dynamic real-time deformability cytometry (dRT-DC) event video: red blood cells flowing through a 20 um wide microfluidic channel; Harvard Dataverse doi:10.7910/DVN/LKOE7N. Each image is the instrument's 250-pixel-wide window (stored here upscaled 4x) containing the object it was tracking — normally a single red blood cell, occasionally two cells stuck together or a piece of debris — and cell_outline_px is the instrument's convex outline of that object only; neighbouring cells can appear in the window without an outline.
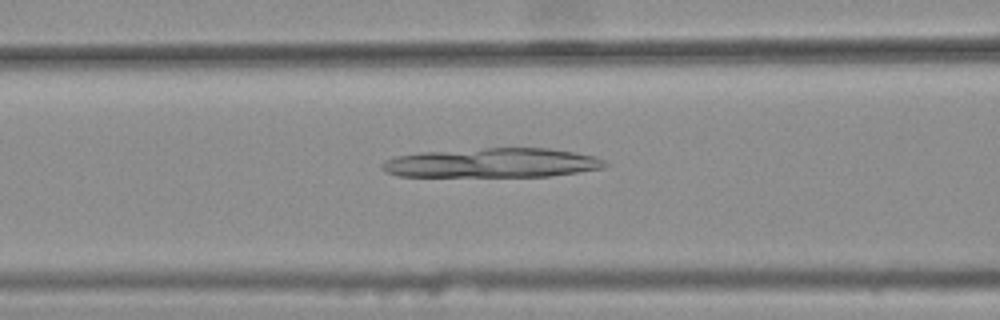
{"species": "common noctule bat (a hibernating species)", "species_latin": "Nyctalus noctula", "temperature_condition": "warm", "stored_images_in_passage": 46, "camera_frame_rate_fps": 3000, "um_per_image_px": 0.085, "animal": {"sex": "female", "body_mass_g": 25.1}, "frame": {"image": 1, "passage_image": 21, "time_ms": 6.667, "image_size_px": [1000, 320], "cell_outline_px": [[608, 164], [604, 168], [552, 176], [400, 176], [384, 172], [380, 168], [384, 160], [396, 156], [420, 152], [484, 148], [548, 148], [596, 156], [604, 160]], "centroid_in_image_um": [41.83, 13.84], "position_along_channel_um": 124.8, "area_um2": 38.26}}
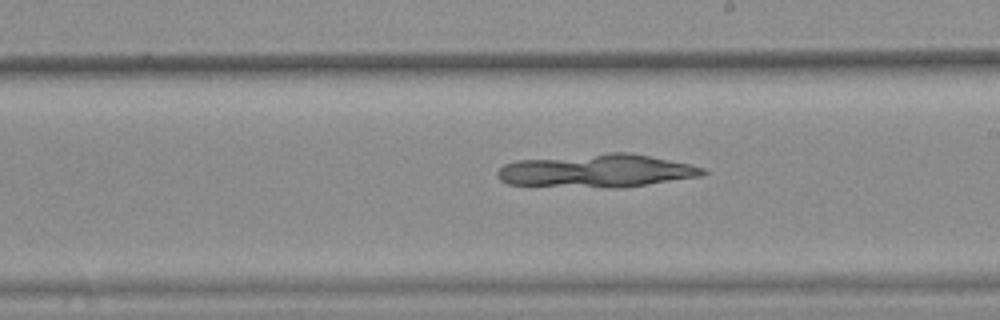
{"frame": {"image": 2, "passage_image": 30, "time_ms": 9.667, "image_size_px": [1000, 320], "cell_outline_px": [[708, 172], [704, 176], [620, 188], [608, 188], [508, 184], [500, 180], [496, 176], [496, 172], [504, 164], [516, 160], [608, 152], [632, 152], [692, 164], [704, 168]], "centroid_in_image_um": [50.77, 14.51], "position_along_channel_um": 238.2, "area_um2": 40.23}}
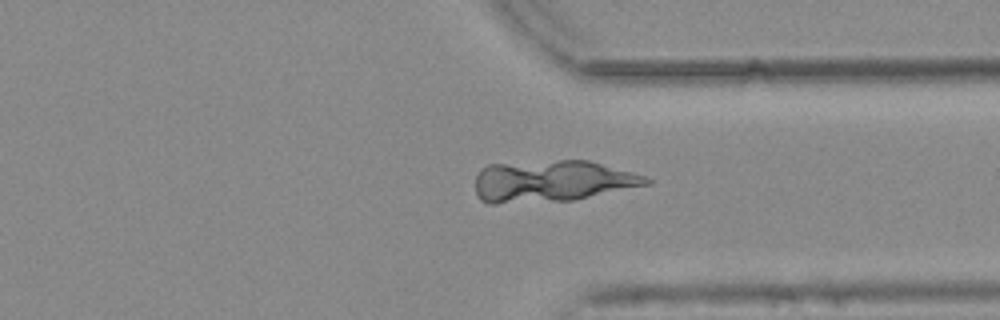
{"frame": {"image": 3, "passage_image": 40, "time_ms": 13.0, "image_size_px": [1000, 320], "cell_outline_px": [[652, 184], [572, 200], [496, 204], [488, 204], [480, 200], [476, 196], [476, 176], [480, 168], [488, 164], [560, 160], [588, 160], [632, 172], [644, 176], [652, 180]], "centroid_in_image_um": [46.88, 15.4], "position_along_channel_um": 364.5, "area_um2": 41.73}}